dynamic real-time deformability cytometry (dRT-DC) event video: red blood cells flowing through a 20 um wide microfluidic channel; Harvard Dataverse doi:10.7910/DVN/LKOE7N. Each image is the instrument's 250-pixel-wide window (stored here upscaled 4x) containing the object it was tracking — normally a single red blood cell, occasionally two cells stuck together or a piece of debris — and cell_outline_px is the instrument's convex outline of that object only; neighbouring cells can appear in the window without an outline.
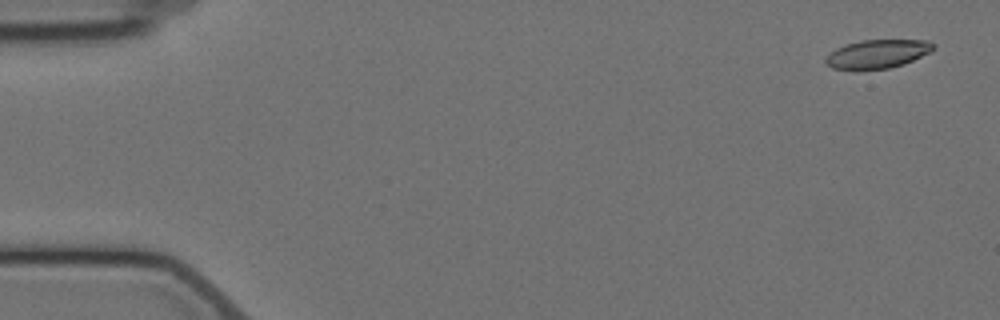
{"species": "Egyptian fruit bat (a non-hibernating species)", "species_latin": "Rousettus aegyptiacus", "temperature_condition": "cold", "stored_images_in_passage": 3, "camera_frame_rate_fps": 3000, "um_per_image_px": 0.085, "animal": {"sex": "female"}, "frame": {"image": 1, "passage_image": 1, "time_ms": 0.0, "image_size_px": [1000, 320], "cell_outline_px": [[936, 48], [932, 52], [904, 64], [888, 68], [832, 68], [824, 60], [836, 48], [844, 44], [860, 40], [928, 40], [936, 44]], "centroid_in_image_um": [74.68, 4.55], "position_along_channel_um": 10.3, "area_um2": 17.74}}